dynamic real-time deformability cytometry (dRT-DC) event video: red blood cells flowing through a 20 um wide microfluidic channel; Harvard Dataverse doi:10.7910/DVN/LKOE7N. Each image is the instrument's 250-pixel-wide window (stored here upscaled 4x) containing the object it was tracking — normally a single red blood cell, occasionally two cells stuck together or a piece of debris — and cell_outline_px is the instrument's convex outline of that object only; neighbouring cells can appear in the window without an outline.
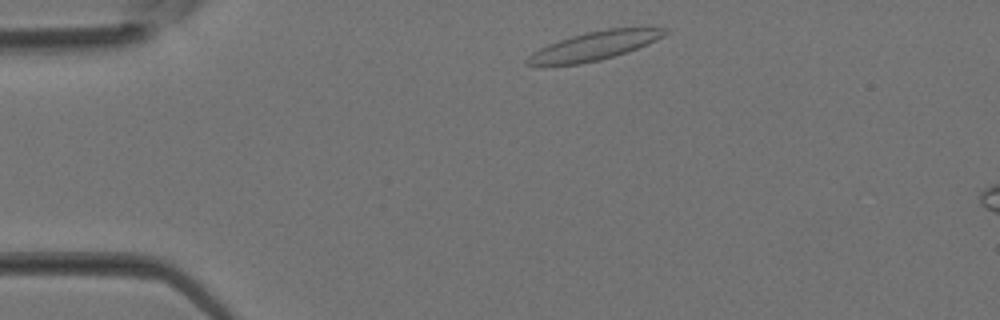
{"species": "Egyptian fruit bat (a non-hibernating species)", "species_latin": "Rousettus aegyptiacus", "temperature_condition": "room temperature", "stored_images_in_passage": 6, "camera_frame_rate_fps": 3000, "um_per_image_px": 0.085, "animal": {"sex": "female"}, "frame": {"image": 1, "passage_image": 2, "time_ms": 0.333, "image_size_px": [1000, 320], "cell_outline_px": [[668, 32], [664, 36], [648, 44], [628, 52], [600, 60], [580, 64], [524, 64], [524, 60], [532, 52], [548, 44], [572, 36], [588, 32], [608, 28], [664, 28]], "centroid_in_image_um": [50.54, 3.9], "position_along_channel_um": 34.5, "area_um2": 22.54}}